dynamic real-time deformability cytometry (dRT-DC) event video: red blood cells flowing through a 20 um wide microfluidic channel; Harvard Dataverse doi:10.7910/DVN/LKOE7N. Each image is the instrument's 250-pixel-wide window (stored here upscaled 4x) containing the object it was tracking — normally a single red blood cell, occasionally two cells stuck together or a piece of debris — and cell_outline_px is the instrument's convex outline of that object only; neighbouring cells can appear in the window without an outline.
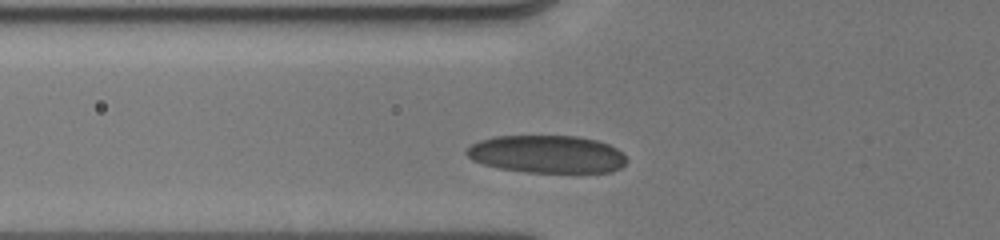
{"species": "human", "species_latin": "Homo sapiens", "temperature_condition": "cold", "stored_images_in_passage": 13, "camera_frame_rate_fps": 3000, "um_per_image_px": 0.085, "donor": {"sex": "male"}, "frame": {"image": 1, "passage_image": 4, "time_ms": 2.0, "image_size_px": [1000, 240], "cell_outline_px": [[628, 160], [620, 168], [612, 172], [528, 172], [500, 168], [484, 164], [472, 160], [464, 152], [472, 144], [480, 140], [496, 136], [576, 136], [596, 140], [608, 144], [616, 148]], "centroid_in_image_um": [46.49, 13.1], "position_along_channel_um": 79.3, "area_um2": 34.97}}
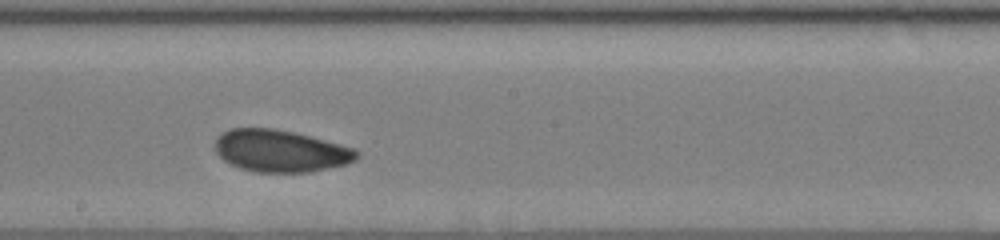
{"frame": {"image": 2, "passage_image": 9, "time_ms": 5.667, "image_size_px": [1000, 240], "cell_outline_px": [[360, 156], [356, 160], [348, 164], [308, 172], [252, 172], [240, 168], [224, 160], [216, 152], [216, 140], [224, 132], [232, 128], [276, 128], [324, 140], [352, 148], [360, 152]], "centroid_in_image_um": [23.86, 12.84], "position_along_channel_um": 224.3, "area_um2": 34.45}}
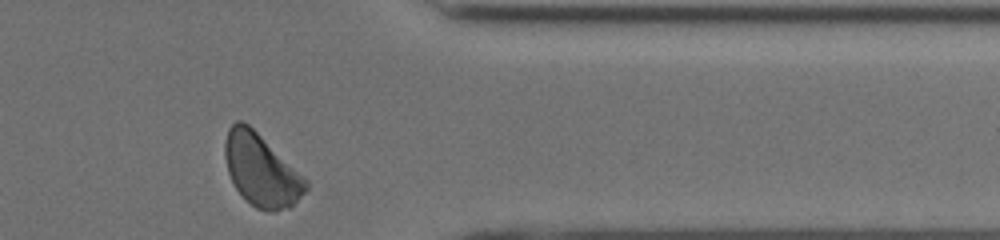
{"frame": {"image": 3, "passage_image": 13, "time_ms": 10.0, "image_size_px": [1000, 240], "cell_outline_px": [[308, 188], [288, 208], [276, 212], [256, 208], [236, 188], [228, 172], [224, 156], [224, 144], [228, 128], [236, 120], [240, 120], [248, 124], [304, 176], [308, 180]], "centroid_in_image_um": [22.19, 14.45], "position_along_channel_um": 389.2, "area_um2": 33.47}, "authors_computed_cell_mechanics": {"area_um2": 34.969, "velocity_mm_per_s": 3.9675, "shape_relaxation_time_tau1_ms": 2.6937, "shape_relaxation_time_tau2_ms": 1.6262, "deformation_change_tau1": 0.0685, "deformation_change_tau2": 0.0511}}